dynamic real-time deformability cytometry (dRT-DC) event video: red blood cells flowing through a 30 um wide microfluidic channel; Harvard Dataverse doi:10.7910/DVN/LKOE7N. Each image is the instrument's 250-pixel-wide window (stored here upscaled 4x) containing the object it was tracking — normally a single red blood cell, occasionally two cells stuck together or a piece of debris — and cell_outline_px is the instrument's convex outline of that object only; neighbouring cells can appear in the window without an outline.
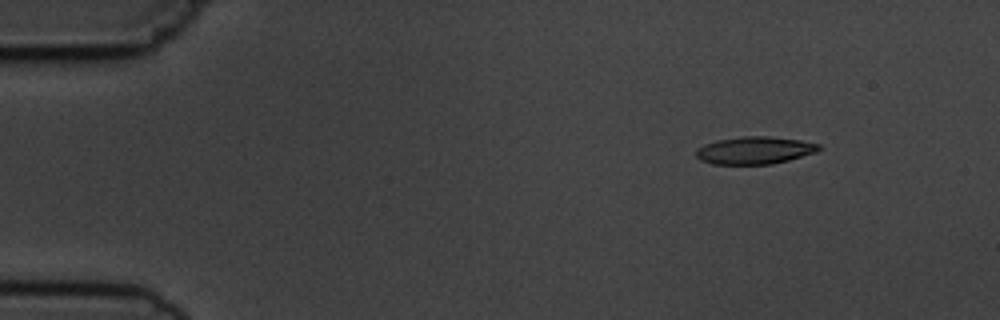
{"species": "common noctule bat (a hibernating species)", "species_latin": "Nyctalus noctula", "temperature_condition": "cold", "stored_images_in_passage": 8, "camera_frame_rate_fps": 3000, "um_per_image_px": 0.085, "animal": {"sex": "male", "body_mass_g": 19.5, "forearm_length_mm": 54.6}, "frame": {"image": 1, "passage_image": 1, "time_ms": 0.0, "image_size_px": [1000, 320], "cell_outline_px": [[824, 148], [816, 152], [788, 160], [772, 164], [712, 164], [700, 160], [696, 156], [696, 152], [704, 144], [716, 140], [744, 136], [768, 136], [800, 140], [820, 144]], "centroid_in_image_um": [64.17, 12.78], "position_along_channel_um": 20.8, "area_um2": 19.65}}
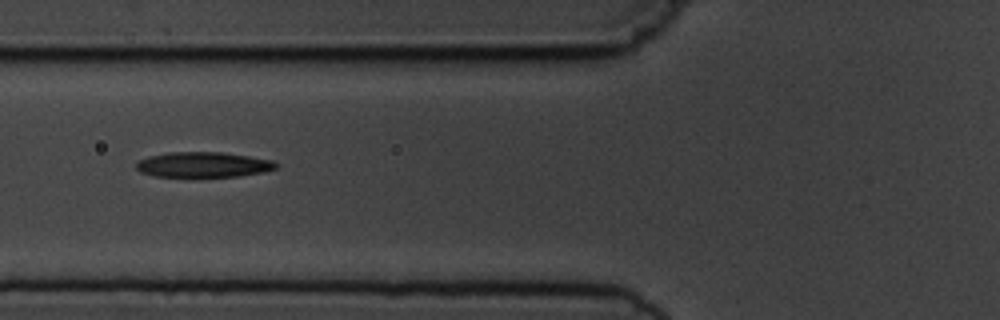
{"frame": {"image": 2, "passage_image": 5, "time_ms": 4.667, "image_size_px": [1000, 320], "cell_outline_px": [[280, 164], [276, 168], [264, 172], [236, 176], [152, 176], [140, 172], [136, 168], [136, 164], [140, 160], [148, 156], [168, 152], [220, 152], [248, 156], [272, 160]], "centroid_in_image_um": [17.27, 13.99], "position_along_channel_um": 108.5, "area_um2": 20.46}}
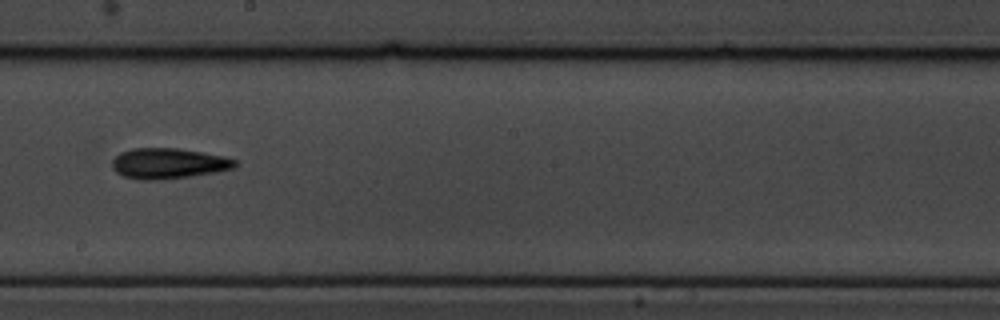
{"frame": {"image": 3, "passage_image": 8, "time_ms": 8.0, "image_size_px": [1000, 320], "cell_outline_px": [[236, 168], [216, 172], [188, 176], [156, 180], [140, 180], [124, 176], [116, 172], [112, 168], [112, 160], [120, 152], [132, 148], [176, 148], [224, 156], [236, 160]], "centroid_in_image_um": [14.29, 13.89], "position_along_channel_um": 233.9, "area_um2": 21.79}}